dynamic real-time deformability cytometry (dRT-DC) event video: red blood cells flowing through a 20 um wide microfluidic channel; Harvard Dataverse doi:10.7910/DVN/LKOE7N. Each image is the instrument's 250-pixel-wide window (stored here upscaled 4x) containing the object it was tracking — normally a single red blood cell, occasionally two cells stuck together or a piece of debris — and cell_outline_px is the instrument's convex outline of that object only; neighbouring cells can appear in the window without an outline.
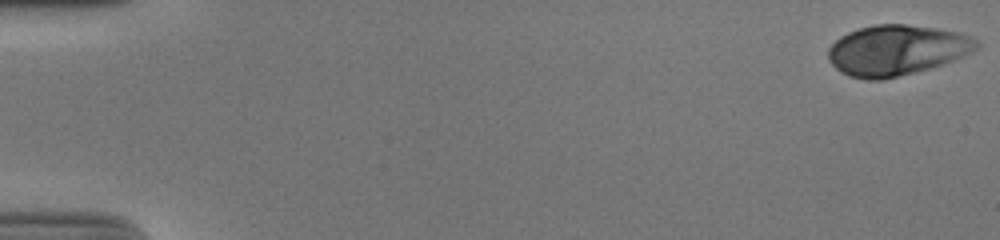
{"species": "human", "species_latin": "Homo sapiens", "temperature_condition": "cold", "stored_images_in_passage": 47, "camera_frame_rate_fps": 3000, "um_per_image_px": 0.085, "donor": {"sex": "male"}, "frame": {"image": 1, "passage_image": 1, "time_ms": 0.0, "image_size_px": [1000, 240], "cell_outline_px": [[980, 48], [964, 56], [944, 64], [880, 80], [864, 80], [848, 76], [840, 72], [828, 60], [828, 48], [840, 36], [848, 32], [860, 28], [876, 24], [904, 24], [936, 28], [956, 32], [968, 36], [976, 40], [980, 44]], "centroid_in_image_um": [76.2, 4.27], "position_along_channel_um": 8.8, "area_um2": 43.47}}
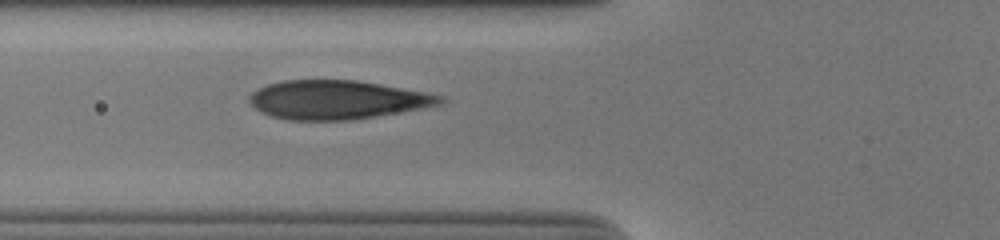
{"frame": {"image": 2, "passage_image": 21, "time_ms": 6.667, "image_size_px": [1000, 240], "cell_outline_px": [[448, 100], [444, 104], [352, 120], [288, 120], [272, 116], [260, 112], [248, 100], [248, 96], [252, 92], [268, 84], [284, 80], [356, 80], [380, 84], [424, 92], [444, 96]], "centroid_in_image_um": [28.66, 8.48], "position_along_channel_um": 97.1, "area_um2": 43.0}}
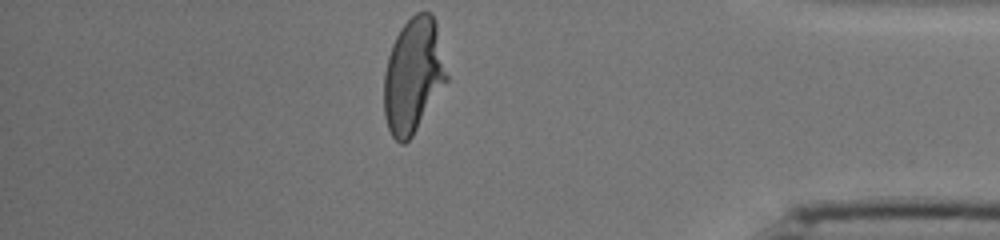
{"frame": {"image": 3, "passage_image": 47, "time_ms": 15.333, "image_size_px": [1000, 240], "cell_outline_px": [[448, 80], [412, 136], [404, 144], [400, 144], [392, 136], [388, 128], [384, 116], [384, 72], [388, 56], [392, 44], [400, 28], [416, 12], [432, 12], [436, 20], [448, 76]], "centroid_in_image_um": [35.13, 6.4], "position_along_channel_um": 400.1, "area_um2": 42.08}, "authors_computed_cell_mechanics": {"area_um2": 43.061, "velocity_mm_per_s": 3.839, "shape_relaxation_time_tau1_ms": 5.5184, "shape_relaxation_time_tau2_ms": null, "deformation_change_tau1": 0.2235, "deformation_change_tau2": null}}